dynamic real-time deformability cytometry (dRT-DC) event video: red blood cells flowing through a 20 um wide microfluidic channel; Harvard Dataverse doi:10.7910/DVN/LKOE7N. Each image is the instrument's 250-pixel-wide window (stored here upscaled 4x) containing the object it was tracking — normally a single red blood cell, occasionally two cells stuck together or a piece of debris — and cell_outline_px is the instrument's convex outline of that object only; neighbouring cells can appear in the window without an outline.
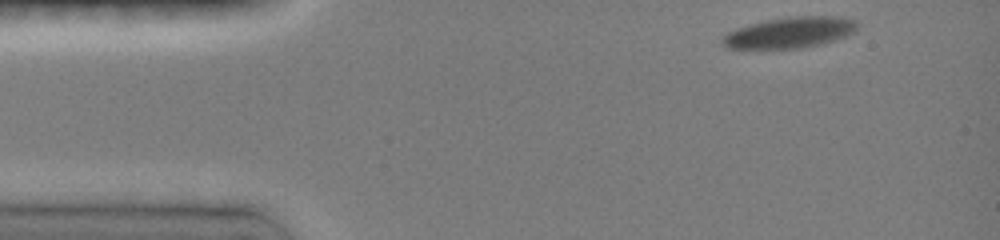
{"species": "common noctule bat (a hibernating species)", "species_latin": "Nyctalus noctula", "temperature_condition": "room temperature", "stored_images_in_passage": 34, "camera_frame_rate_fps": 3000, "um_per_image_px": 0.085, "animal": {"sex": "female", "body_mass_g": 19.0, "forearm_length_mm": 51.5}, "frame": {"image": 1, "passage_image": 1, "time_ms": 0.0, "image_size_px": [1000, 240], "cell_outline_px": [[856, 32], [820, 44], [800, 48], [728, 48], [720, 40], [728, 32], [736, 28], [748, 24], [764, 20], [792, 16], [840, 16], [856, 20]], "centroid_in_image_um": [67.13, 2.75], "position_along_channel_um": 17.9, "area_um2": 24.16}}
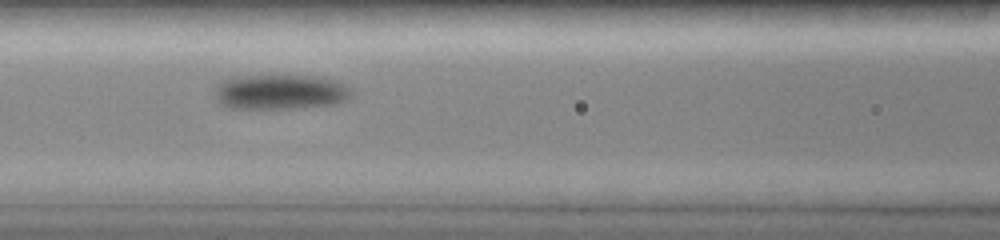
{"frame": {"image": 2, "passage_image": 13, "time_ms": 5.333, "image_size_px": [1000, 240], "cell_outline_px": [[352, 92], [348, 100], [336, 104], [296, 108], [224, 108], [216, 100], [216, 84], [220, 80], [232, 76], [312, 76], [332, 80], [344, 84]], "centroid_in_image_um": [23.76, 7.82], "position_along_channel_um": 142.8, "area_um2": 27.92}}
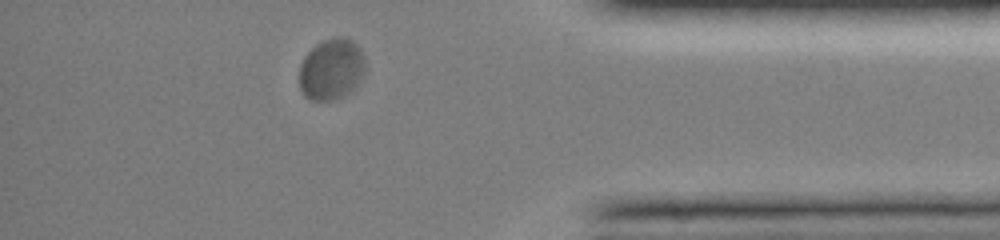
{"frame": {"image": 3, "passage_image": 31, "time_ms": 12.667, "image_size_px": [1000, 240], "cell_outline_px": [[364, 72], [352, 92], [332, 100], [312, 100], [304, 96], [300, 88], [300, 64], [304, 56], [316, 44], [324, 40], [336, 36], [344, 36], [352, 40], [360, 48], [364, 56]], "centroid_in_image_um": [28.17, 5.87], "position_along_channel_um": 407.0, "area_um2": 23.64}, "authors_computed_cell_mechanics": {"area_um2": 25.2586, "velocity_mm_per_s": 3.8167, "shape_relaxation_time_tau1_ms": 3.5311, "shape_relaxation_time_tau2_ms": null, "deformation_change_tau1": 0.1083, "deformation_change_tau2": null}}